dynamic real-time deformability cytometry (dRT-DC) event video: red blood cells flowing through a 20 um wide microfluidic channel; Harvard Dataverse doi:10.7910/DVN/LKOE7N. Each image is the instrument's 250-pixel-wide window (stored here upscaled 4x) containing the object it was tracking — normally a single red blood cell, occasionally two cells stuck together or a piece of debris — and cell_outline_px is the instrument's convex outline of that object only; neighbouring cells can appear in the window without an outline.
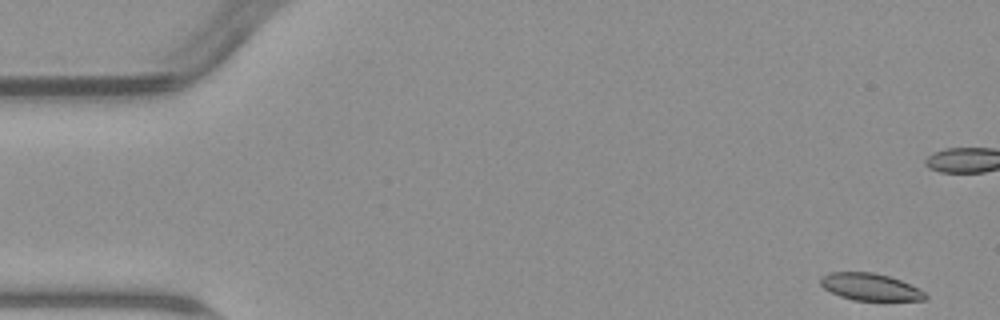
{"species": "common noctule bat (a hibernating species)", "species_latin": "Nyctalus noctula", "temperature_condition": "warm", "stored_images_in_passage": 5, "camera_frame_rate_fps": 3000, "um_per_image_px": 0.085, "animal": {"sex": "male", "body_mass_g": 23.1, "forearm_length_mm": 52.7}, "frame": {"image": 1, "passage_image": 1, "time_ms": 0.0, "image_size_px": [1000, 320], "cell_outline_px": [[928, 296], [924, 300], [852, 300], [840, 296], [824, 288], [820, 284], [820, 276], [832, 272], [872, 272], [888, 276], [900, 280], [920, 288]], "centroid_in_image_um": [73.96, 24.38], "position_along_channel_um": 11.0, "area_um2": 16.47}}
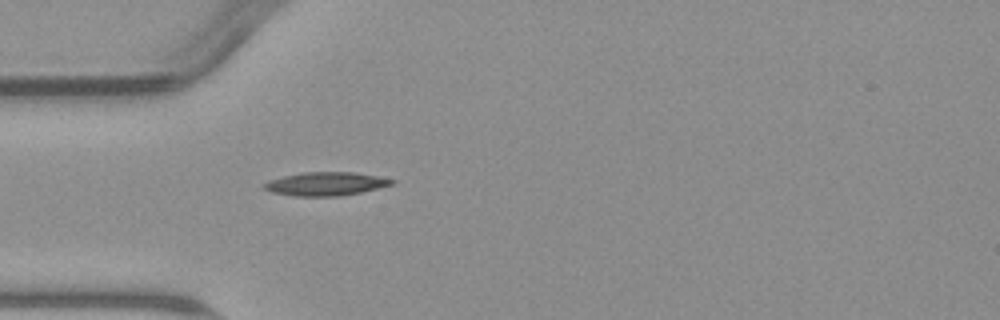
{"frame": {"image": 2, "passage_image": 5, "time_ms": 6.0, "image_size_px": [1000, 320], "cell_outline_px": [[396, 180], [392, 184], [360, 192], [340, 196], [296, 196], [272, 192], [264, 188], [260, 184], [268, 180], [284, 176], [304, 172], [352, 172], [376, 176]], "centroid_in_image_um": [27.63, 15.62], "position_along_channel_um": 57.4, "area_um2": 17.28}}